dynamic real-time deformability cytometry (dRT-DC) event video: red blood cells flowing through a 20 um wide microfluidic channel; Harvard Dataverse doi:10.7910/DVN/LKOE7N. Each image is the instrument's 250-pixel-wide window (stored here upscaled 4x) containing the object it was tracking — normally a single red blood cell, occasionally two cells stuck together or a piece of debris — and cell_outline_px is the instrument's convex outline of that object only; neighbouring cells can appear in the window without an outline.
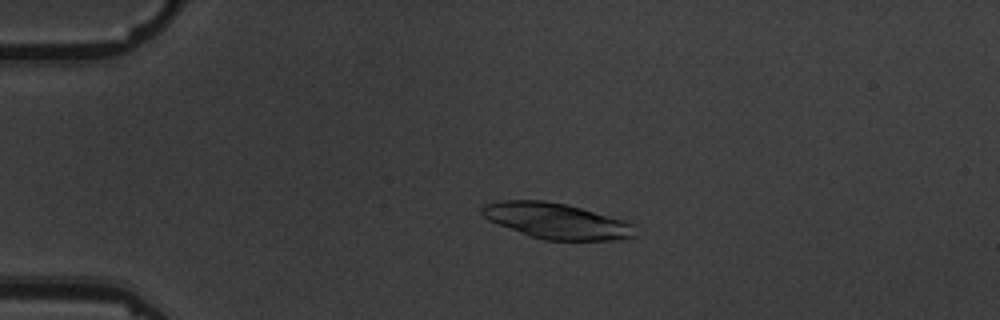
{"species": "common noctule bat (a hibernating species)", "species_latin": "Nyctalus noctula", "temperature_condition": "warm", "stored_images_in_passage": 5, "camera_frame_rate_fps": 3000, "um_per_image_px": 0.085, "animal": {"sex": "male", "body_mass_g": 19.5, "forearm_length_mm": 54.6}, "frame": {"image": 1, "passage_image": 4, "time_ms": 3.333, "image_size_px": [1000, 320], "cell_outline_px": [[636, 236], [628, 240], [544, 240], [532, 236], [488, 220], [480, 212], [480, 208], [484, 204], [500, 200], [544, 200], [568, 204], [632, 220], [636, 224]], "centroid_in_image_um": [47.45, 18.77], "position_along_channel_um": 37.6, "area_um2": 32.66}}